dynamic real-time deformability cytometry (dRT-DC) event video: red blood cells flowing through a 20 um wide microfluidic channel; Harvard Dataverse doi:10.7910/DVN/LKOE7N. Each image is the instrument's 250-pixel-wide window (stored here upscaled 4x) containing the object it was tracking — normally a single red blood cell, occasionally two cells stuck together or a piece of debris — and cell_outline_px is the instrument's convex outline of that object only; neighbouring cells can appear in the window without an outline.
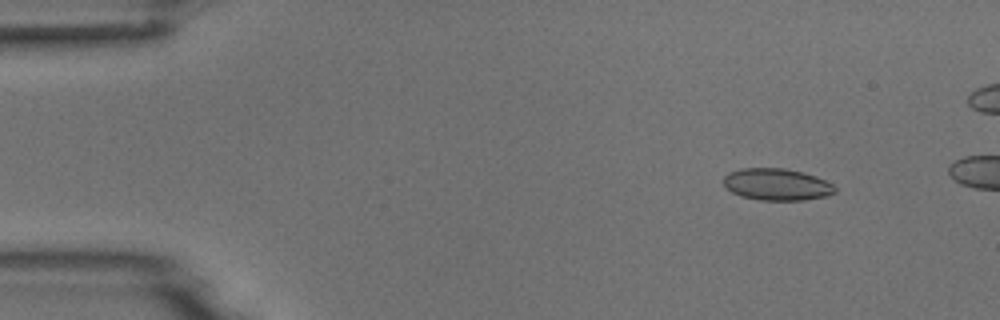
{"species": "common noctule bat (a hibernating species)", "species_latin": "Nyctalus noctula", "temperature_condition": "room temperature", "stored_images_in_passage": 4, "camera_frame_rate_fps": 3000, "um_per_image_px": 0.085, "animal": {"sex": "male", "body_mass_g": 18.8}, "frame": {"image": 1, "passage_image": 2, "time_ms": 1.0, "image_size_px": [1000, 320], "cell_outline_px": [[836, 192], [824, 196], [804, 200], [760, 200], [740, 196], [732, 192], [724, 184], [724, 176], [728, 172], [740, 168], [784, 168], [804, 172], [816, 176], [832, 184], [836, 188]], "centroid_in_image_um": [66.02, 15.67], "position_along_channel_um": 19.0, "area_um2": 20.69}}